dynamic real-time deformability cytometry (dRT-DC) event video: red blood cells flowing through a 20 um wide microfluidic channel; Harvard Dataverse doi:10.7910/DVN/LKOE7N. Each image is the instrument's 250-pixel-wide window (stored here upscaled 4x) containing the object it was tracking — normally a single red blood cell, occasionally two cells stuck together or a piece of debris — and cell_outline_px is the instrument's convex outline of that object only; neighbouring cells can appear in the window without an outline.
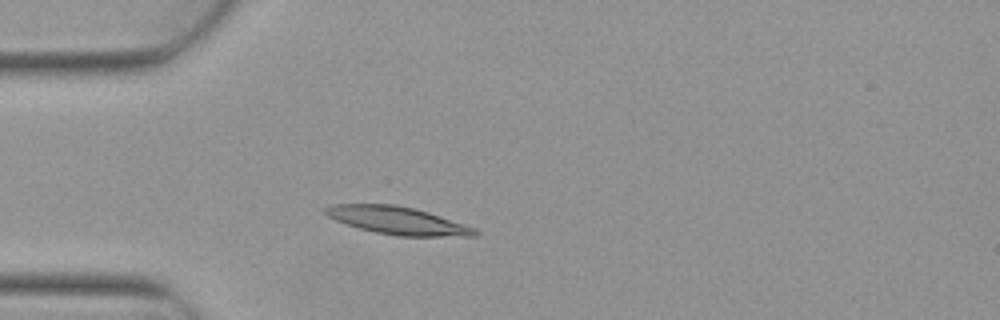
{"species": "Egyptian fruit bat (a non-hibernating species)", "species_latin": "Rousettus aegyptiacus", "temperature_condition": "warm", "stored_images_in_passage": 3, "camera_frame_rate_fps": 3000, "um_per_image_px": 0.085, "animal": {"sex": "female"}, "frame": {"image": 1, "passage_image": 3, "time_ms": 0.667, "image_size_px": [1000, 320], "cell_outline_px": [[480, 232], [476, 236], [396, 236], [376, 232], [344, 224], [328, 216], [324, 212], [324, 208], [332, 204], [396, 204], [416, 208], [476, 228]], "centroid_in_image_um": [33.8, 18.74], "position_along_channel_um": 51.2, "area_um2": 24.16}}